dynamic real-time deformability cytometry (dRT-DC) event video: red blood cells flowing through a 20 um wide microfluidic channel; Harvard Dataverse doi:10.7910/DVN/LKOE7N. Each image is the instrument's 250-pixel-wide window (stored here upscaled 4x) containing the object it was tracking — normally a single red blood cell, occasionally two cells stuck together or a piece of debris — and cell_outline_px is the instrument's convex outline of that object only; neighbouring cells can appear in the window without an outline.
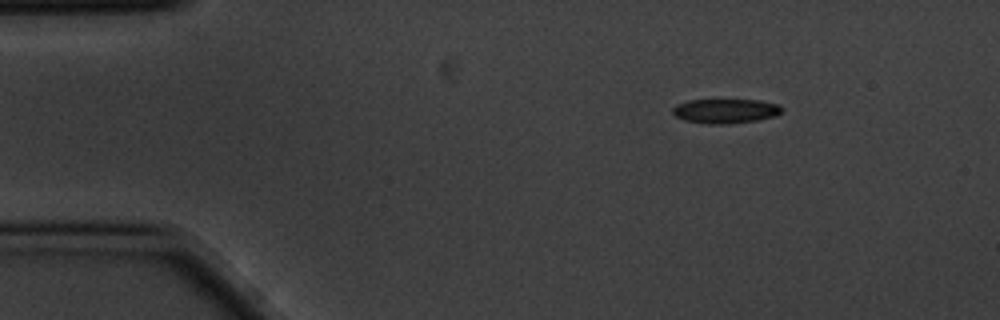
{"species": "common noctule bat (a hibernating species)", "species_latin": "Nyctalus noctula", "temperature_condition": "cold", "stored_images_in_passage": 4, "camera_frame_rate_fps": 3000, "um_per_image_px": 0.085, "animal": {"sex": "male", "body_mass_g": 20.1, "forearm_length_mm": 53.5}, "frame": {"image": 1, "passage_image": 2, "time_ms": 0.333, "image_size_px": [1000, 320], "cell_outline_px": [[784, 108], [776, 116], [756, 120], [728, 124], [708, 124], [684, 120], [676, 116], [672, 112], [672, 108], [676, 104], [688, 100], [760, 100], [780, 104]], "centroid_in_image_um": [61.68, 9.43], "position_along_channel_um": 23.3, "area_um2": 15.66}}